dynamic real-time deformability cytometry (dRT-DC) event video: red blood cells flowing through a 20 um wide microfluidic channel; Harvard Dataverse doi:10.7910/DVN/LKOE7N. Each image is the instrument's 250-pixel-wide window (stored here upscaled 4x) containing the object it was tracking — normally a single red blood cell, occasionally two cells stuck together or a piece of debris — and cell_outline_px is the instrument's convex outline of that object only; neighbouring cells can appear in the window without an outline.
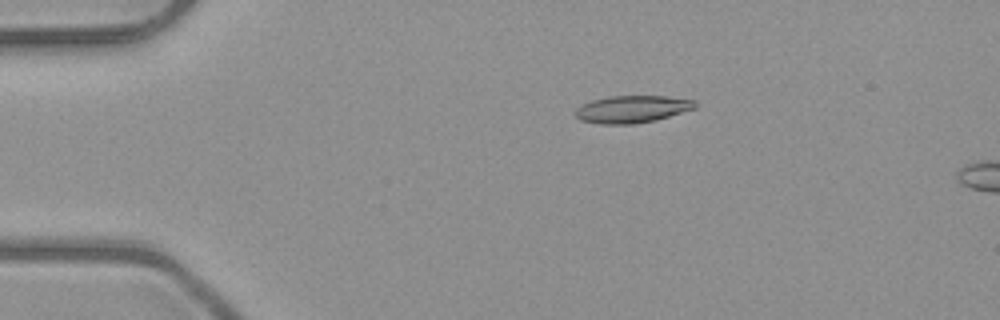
{"species": "common noctule bat (a hibernating species)", "species_latin": "Nyctalus noctula", "temperature_condition": "room temperature", "stored_images_in_passage": 15, "camera_frame_rate_fps": 3000, "um_per_image_px": 0.085, "animal": {"sex": "male", "body_mass_g": 23.1, "forearm_length_mm": 52.7}, "frame": {"image": 1, "passage_image": 11, "time_ms": 3.333, "image_size_px": [1000, 320], "cell_outline_px": [[696, 108], [656, 120], [632, 124], [600, 124], [580, 120], [576, 116], [576, 108], [580, 104], [592, 100], [608, 96], [668, 96], [696, 100]], "centroid_in_image_um": [53.73, 9.27], "position_along_channel_um": 31.3, "area_um2": 19.13}}